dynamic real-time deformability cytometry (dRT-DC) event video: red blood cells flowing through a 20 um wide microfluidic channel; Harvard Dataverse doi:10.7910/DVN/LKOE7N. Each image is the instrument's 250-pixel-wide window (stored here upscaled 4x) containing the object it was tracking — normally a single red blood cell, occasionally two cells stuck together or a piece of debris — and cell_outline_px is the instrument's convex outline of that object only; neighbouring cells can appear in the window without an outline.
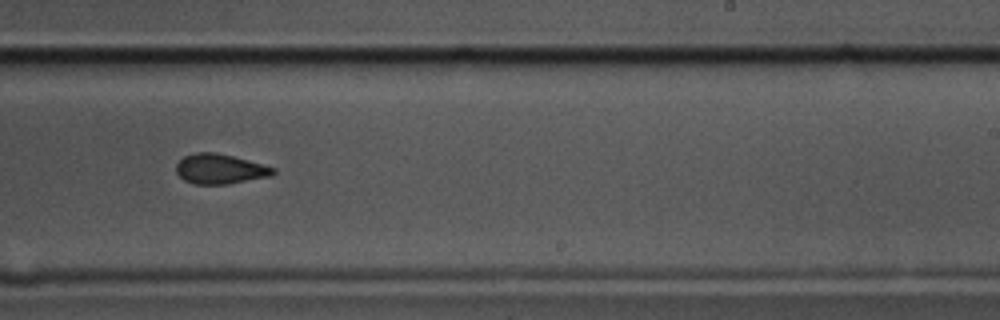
{"species": "common noctule bat (a hibernating species)", "species_latin": "Nyctalus noctula", "temperature_condition": "cold", "stored_images_in_passage": 10, "camera_frame_rate_fps": 3000, "um_per_image_px": 0.085, "animal": {"sex": "male", "body_mass_g": 17.5, "forearm_length_mm": 52.3}, "frame": {"image": 1, "passage_image": 9, "time_ms": 2.667, "image_size_px": [1000, 320], "cell_outline_px": [[276, 172], [272, 176], [228, 184], [192, 184], [184, 180], [176, 172], [176, 164], [184, 156], [196, 152], [216, 152], [248, 160], [276, 168]], "centroid_in_image_um": [18.7, 14.36], "position_along_channel_um": 270.3, "area_um2": 16.99}}
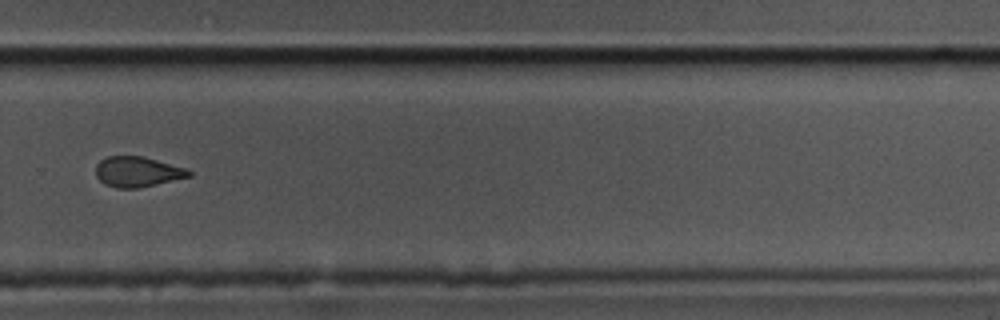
{"frame": {"image": 2, "passage_image": 10, "time_ms": 3.0, "image_size_px": [1000, 320], "cell_outline_px": [[192, 176], [140, 188], [116, 188], [104, 184], [96, 176], [96, 164], [100, 160], [108, 156], [144, 156], [188, 168], [192, 172]], "centroid_in_image_um": [11.71, 14.6], "position_along_channel_um": 318.1, "area_um2": 16.7}}